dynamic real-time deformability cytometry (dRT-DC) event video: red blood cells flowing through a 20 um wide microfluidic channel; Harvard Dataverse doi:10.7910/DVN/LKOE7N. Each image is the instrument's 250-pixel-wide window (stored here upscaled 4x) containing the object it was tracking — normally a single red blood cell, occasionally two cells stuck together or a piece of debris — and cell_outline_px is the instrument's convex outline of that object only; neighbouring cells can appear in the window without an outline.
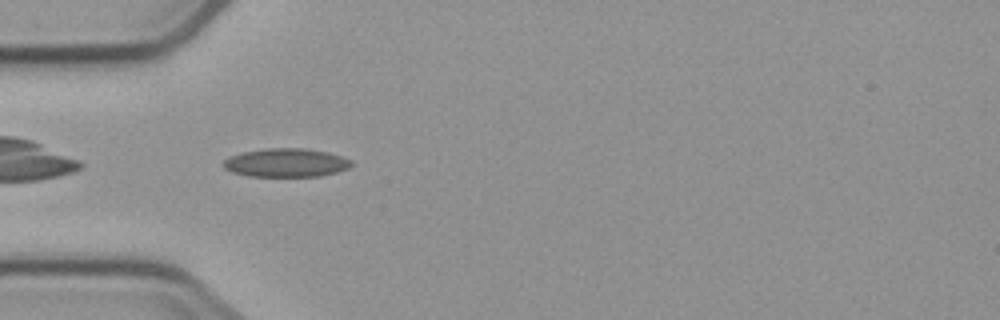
{"species": "common noctule bat (a hibernating species)", "species_latin": "Nyctalus noctula", "temperature_condition": "cold", "stored_images_in_passage": 6, "camera_frame_rate_fps": 3000, "um_per_image_px": 0.085, "animal": {"sex": "male", "body_mass_g": 23.1, "forearm_length_mm": 52.7}, "frame": {"image": 1, "passage_image": 5, "time_ms": 4.667, "image_size_px": [1000, 320], "cell_outline_px": [[352, 164], [348, 168], [336, 172], [320, 176], [248, 176], [232, 172], [224, 168], [220, 164], [228, 156], [244, 152], [268, 148], [304, 148], [328, 152], [352, 160]], "centroid_in_image_um": [24.28, 13.83], "position_along_channel_um": 60.7, "area_um2": 21.33}}
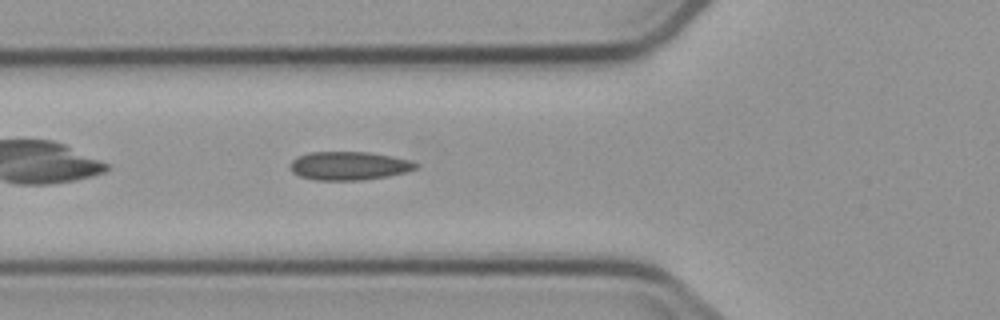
{"frame": {"image": 2, "passage_image": 6, "time_ms": 5.667, "image_size_px": [1000, 320], "cell_outline_px": [[420, 164], [416, 168], [404, 172], [388, 176], [360, 180], [316, 180], [300, 176], [292, 172], [292, 160], [296, 156], [308, 152], [368, 152], [392, 156], [408, 160]], "centroid_in_image_um": [29.65, 14.08], "position_along_channel_um": 96.1, "area_um2": 20.69}}